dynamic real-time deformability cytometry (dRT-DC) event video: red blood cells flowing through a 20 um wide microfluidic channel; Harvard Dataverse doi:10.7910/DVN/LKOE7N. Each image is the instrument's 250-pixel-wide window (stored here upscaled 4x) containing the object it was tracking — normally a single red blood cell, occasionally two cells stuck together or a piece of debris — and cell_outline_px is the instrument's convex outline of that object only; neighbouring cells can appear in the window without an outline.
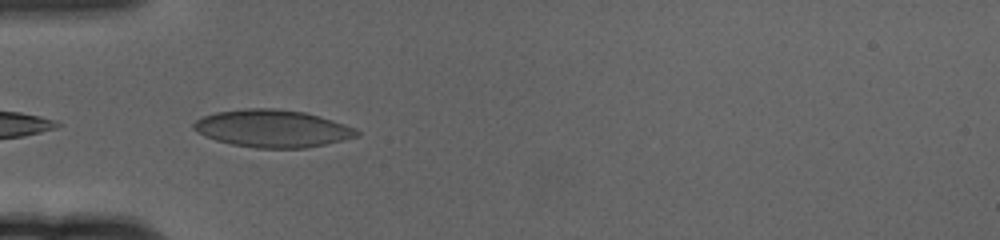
{"species": "human", "species_latin": "Homo sapiens", "temperature_condition": "cold", "stored_images_in_passage": 43, "camera_frame_rate_fps": 3000, "um_per_image_px": 0.085, "donor": {"sex": "female"}, "frame": {"image": 1, "passage_image": 2, "time_ms": 0.333, "image_size_px": [1000, 240], "cell_outline_px": [[360, 136], [344, 140], [308, 148], [256, 148], [232, 144], [216, 140], [204, 136], [196, 132], [192, 128], [192, 124], [196, 120], [204, 116], [216, 112], [244, 108], [276, 108], [304, 112], [320, 116], [356, 128], [360, 132]], "centroid_in_image_um": [23.17, 10.92], "position_along_channel_um": 61.8, "area_um2": 35.84}}
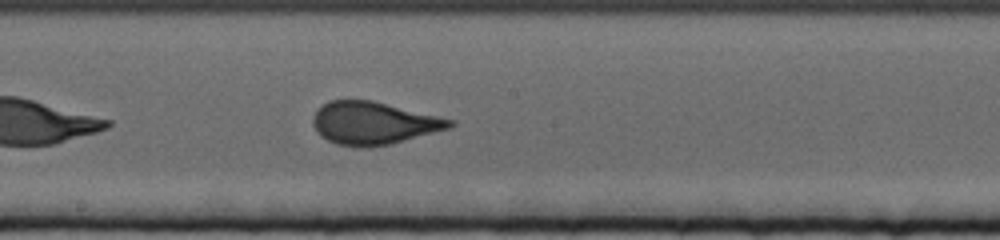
{"frame": {"image": 2, "passage_image": 16, "time_ms": 5.0, "image_size_px": [1000, 240], "cell_outline_px": [[456, 124], [452, 128], [392, 144], [372, 148], [360, 148], [336, 144], [320, 136], [316, 132], [312, 124], [312, 116], [328, 100], [372, 100], [456, 120]], "centroid_in_image_um": [31.78, 10.49], "position_along_channel_um": 216.4, "area_um2": 34.56}}
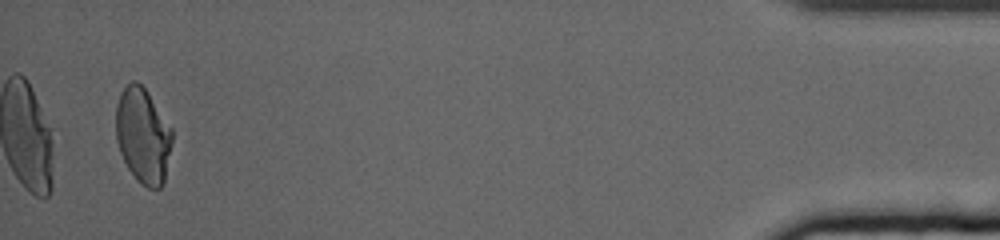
{"frame": {"image": 3, "passage_image": 41, "time_ms": 13.333, "image_size_px": [1000, 240], "cell_outline_px": [[172, 140], [164, 180], [160, 188], [148, 188], [136, 180], [128, 168], [120, 152], [116, 140], [116, 104], [120, 92], [132, 80], [136, 80], [148, 92], [172, 128]], "centroid_in_image_um": [12.14, 11.51], "position_along_channel_um": 423.1, "area_um2": 31.21}, "authors_computed_cell_mechanics": {"area_um2": 33.2928, "velocity_mm_per_s": 3.3774, "shape_relaxation_time_tau1_ms": 6.4381, "shape_relaxation_time_tau2_ms": null, "deformation_change_tau1": 0.1592, "deformation_change_tau2": null}}